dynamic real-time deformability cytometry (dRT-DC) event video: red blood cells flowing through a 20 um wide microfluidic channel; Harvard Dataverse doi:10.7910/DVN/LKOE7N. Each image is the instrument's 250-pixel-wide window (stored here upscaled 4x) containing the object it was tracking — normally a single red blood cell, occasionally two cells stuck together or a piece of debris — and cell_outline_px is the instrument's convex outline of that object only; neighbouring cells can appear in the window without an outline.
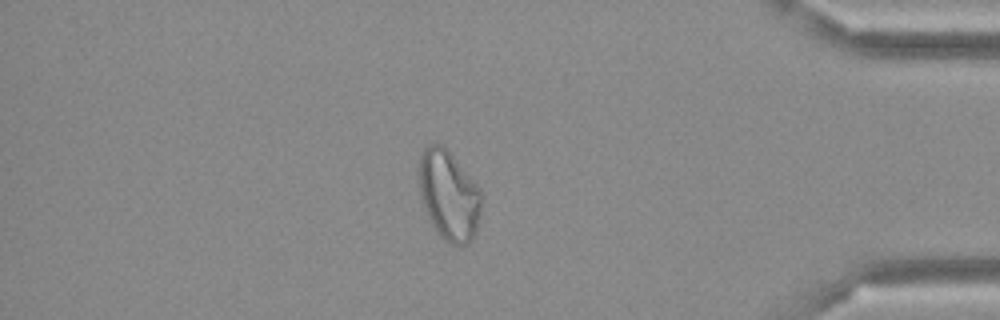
{"species": "Egyptian fruit bat (a non-hibernating species)", "species_latin": "Rousettus aegyptiacus", "temperature_condition": "cold", "stored_images_in_passage": 49, "camera_frame_rate_fps": 3000, "um_per_image_px": 0.085, "frame": {"image": 1, "passage_image": 42, "time_ms": 13.667, "image_size_px": [1000, 320], "cell_outline_px": [[480, 216], [472, 240], [468, 244], [452, 244], [444, 240], [440, 236], [432, 224], [428, 216], [420, 196], [420, 156], [424, 148], [428, 144], [440, 144], [448, 152], [480, 188]], "centroid_in_image_um": [38.15, 16.63], "position_along_channel_um": 397.1, "area_um2": 31.85}}
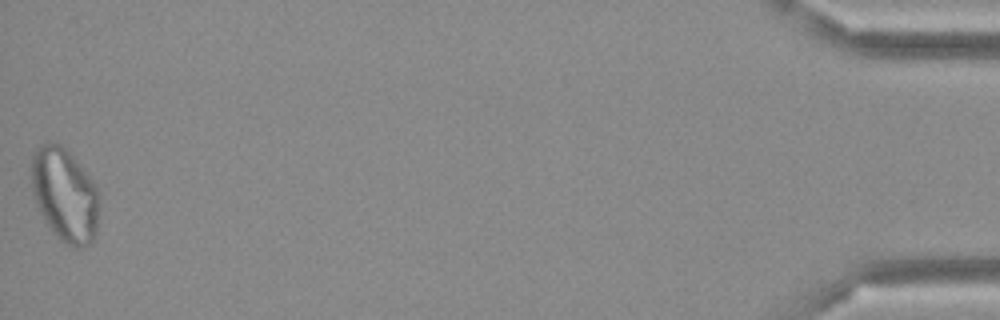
{"frame": {"image": 2, "passage_image": 49, "time_ms": 16.0, "image_size_px": [1000, 320], "cell_outline_px": [[96, 232], [92, 240], [84, 248], [76, 248], [60, 240], [56, 236], [44, 220], [36, 204], [32, 192], [32, 152], [40, 144], [60, 144], [68, 152], [96, 184]], "centroid_in_image_um": [5.46, 16.58], "position_along_channel_um": 429.7, "area_um2": 36.18}}